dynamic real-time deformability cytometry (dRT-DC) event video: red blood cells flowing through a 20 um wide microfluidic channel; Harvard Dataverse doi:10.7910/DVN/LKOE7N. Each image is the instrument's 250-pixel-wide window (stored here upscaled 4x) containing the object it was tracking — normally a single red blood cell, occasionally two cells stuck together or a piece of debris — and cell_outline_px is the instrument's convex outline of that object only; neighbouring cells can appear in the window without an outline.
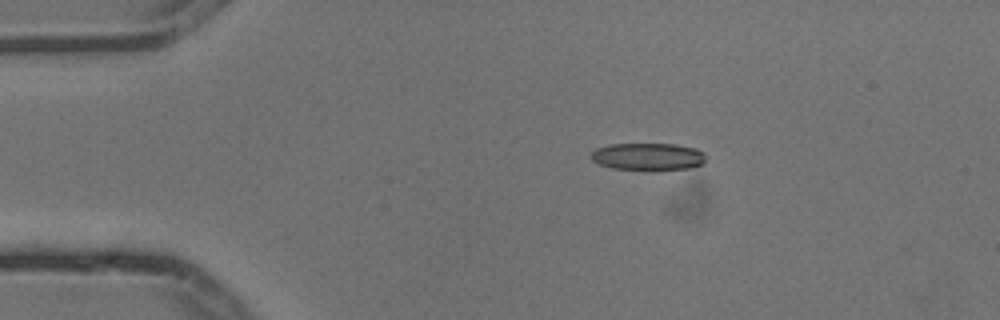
{"species": "common noctule bat (a hibernating species)", "species_latin": "Nyctalus noctula", "temperature_condition": "cold", "stored_images_in_passage": 4, "camera_frame_rate_fps": 3000, "um_per_image_px": 0.085, "animal": {"sex": "male", "body_mass_g": 13.3}, "frame": {"image": 1, "passage_image": 3, "time_ms": 0.667, "image_size_px": [1000, 320], "cell_outline_px": [[704, 164], [688, 168], [656, 172], [612, 168], [600, 164], [592, 160], [588, 156], [596, 148], [608, 144], [676, 144], [696, 148], [704, 152]], "centroid_in_image_um": [55.08, 13.34], "position_along_channel_um": 29.9, "area_um2": 18.9}}